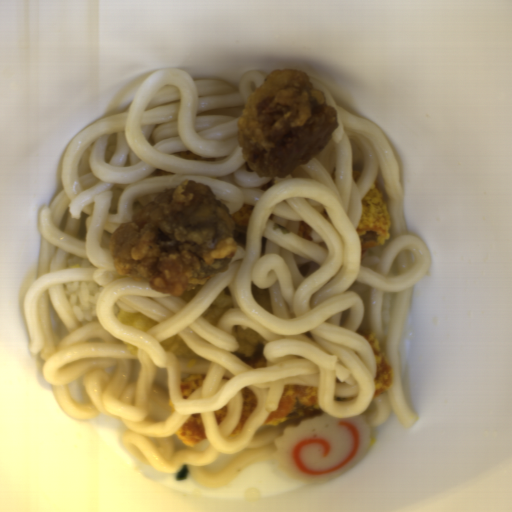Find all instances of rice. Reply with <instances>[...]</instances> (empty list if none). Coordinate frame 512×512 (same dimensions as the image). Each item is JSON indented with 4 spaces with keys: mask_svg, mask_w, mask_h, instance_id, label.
<instances>
[{
    "mask_svg": "<svg viewBox=\"0 0 512 512\" xmlns=\"http://www.w3.org/2000/svg\"><path fill=\"white\" fill-rule=\"evenodd\" d=\"M66 295L69 297L72 312L77 320H92L97 317V301L103 291V286L95 282H72L64 284Z\"/></svg>",
    "mask_w": 512,
    "mask_h": 512,
    "instance_id": "1",
    "label": "rice"
},
{
    "mask_svg": "<svg viewBox=\"0 0 512 512\" xmlns=\"http://www.w3.org/2000/svg\"><path fill=\"white\" fill-rule=\"evenodd\" d=\"M67 265H68V268L71 266H77V267L82 268V267H90L91 262H90V260H88L86 258H79L73 254L70 257H68Z\"/></svg>",
    "mask_w": 512,
    "mask_h": 512,
    "instance_id": "2",
    "label": "rice"
}]
</instances>
